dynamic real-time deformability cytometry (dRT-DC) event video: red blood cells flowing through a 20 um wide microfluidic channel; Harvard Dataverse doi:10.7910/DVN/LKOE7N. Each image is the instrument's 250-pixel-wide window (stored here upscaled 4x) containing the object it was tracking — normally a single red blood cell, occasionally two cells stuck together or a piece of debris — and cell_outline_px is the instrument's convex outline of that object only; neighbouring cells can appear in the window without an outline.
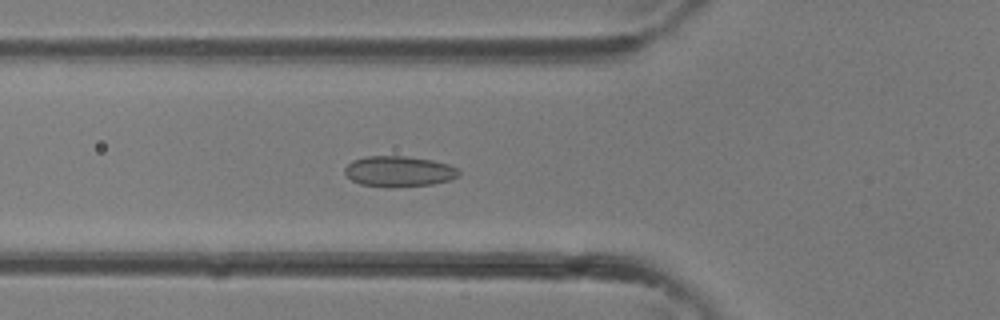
{"species": "common noctule bat (a hibernating species)", "species_latin": "Nyctalus noctula", "temperature_condition": "room temperature", "stored_images_in_passage": 34, "camera_frame_rate_fps": 3000, "um_per_image_px": 0.085, "animal": {"sex": "female"}, "frame": {"image": 1, "passage_image": 11, "time_ms": 3.333, "image_size_px": [1000, 320], "cell_outline_px": [[460, 176], [448, 180], [432, 184], [392, 188], [360, 184], [352, 180], [344, 172], [344, 168], [352, 160], [368, 156], [404, 156], [432, 160], [448, 164], [456, 168], [460, 172]], "centroid_in_image_um": [33.9, 14.57], "position_along_channel_um": 91.9, "area_um2": 20.4}}
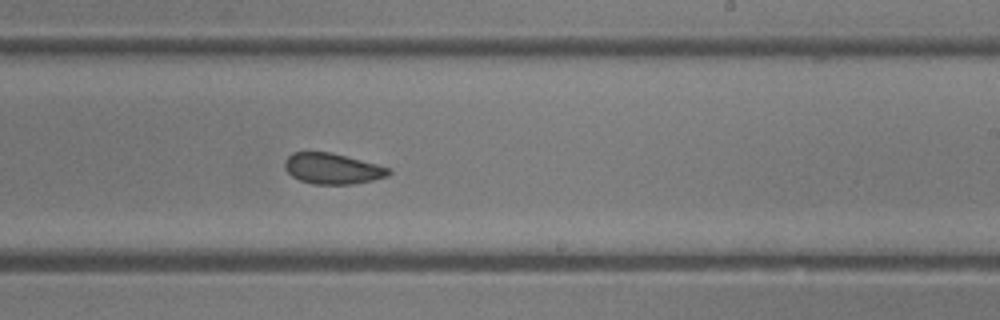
{"frame": {"image": 2, "passage_image": 20, "time_ms": 6.333, "image_size_px": [1000, 320], "cell_outline_px": [[392, 172], [388, 176], [372, 180], [352, 184], [312, 184], [300, 180], [292, 176], [284, 168], [284, 160], [292, 152], [332, 152], [376, 164], [388, 168]], "centroid_in_image_um": [28.22, 14.33], "position_along_channel_um": 260.8, "area_um2": 18.61}}
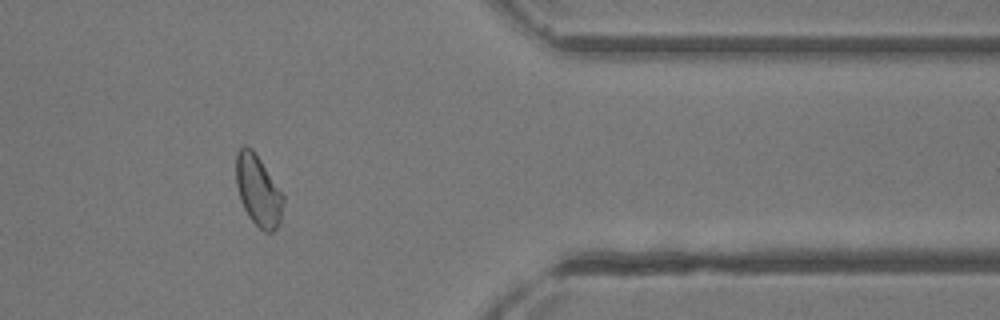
{"frame": {"image": 3, "passage_image": 28, "time_ms": 9.0, "image_size_px": [1000, 320], "cell_outline_px": [[284, 200], [280, 224], [272, 232], [264, 232], [248, 216], [240, 200], [236, 184], [236, 152], [244, 144], [252, 148], [284, 196]], "centroid_in_image_um": [21.94, 16.2], "position_along_channel_um": 389.5, "area_um2": 19.42}}